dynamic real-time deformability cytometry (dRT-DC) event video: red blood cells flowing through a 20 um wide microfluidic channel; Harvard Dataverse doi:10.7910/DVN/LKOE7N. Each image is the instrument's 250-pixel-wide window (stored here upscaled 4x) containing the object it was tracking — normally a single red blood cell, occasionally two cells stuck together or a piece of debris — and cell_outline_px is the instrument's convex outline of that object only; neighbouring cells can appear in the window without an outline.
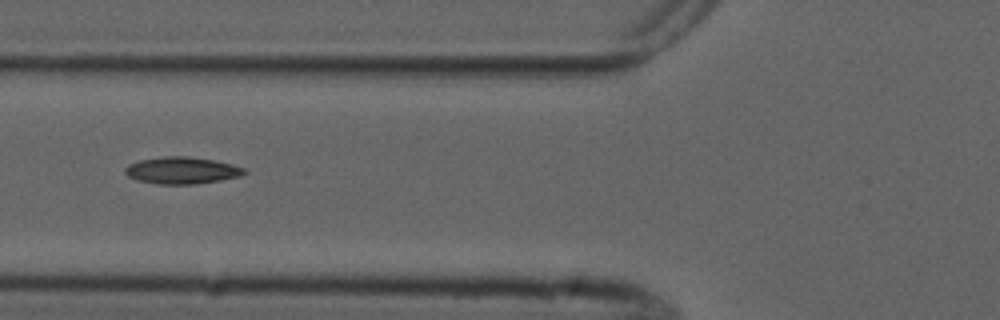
{"species": "common noctule bat (a hibernating species)", "species_latin": "Nyctalus noctula", "temperature_condition": "cold", "stored_images_in_passage": 8, "camera_frame_rate_fps": 3000, "um_per_image_px": 0.085, "animal": {"sex": "male", "forearm_length_mm": 52.5}, "frame": {"image": 1, "passage_image": 6, "time_ms": 6.667, "image_size_px": [1000, 320], "cell_outline_px": [[248, 172], [240, 176], [220, 180], [196, 184], [160, 184], [140, 180], [128, 176], [124, 172], [124, 168], [128, 164], [140, 160], [164, 156], [188, 156], [216, 160], [232, 164], [244, 168]], "centroid_in_image_um": [15.48, 14.47], "position_along_channel_um": 110.3, "area_um2": 18.67}}
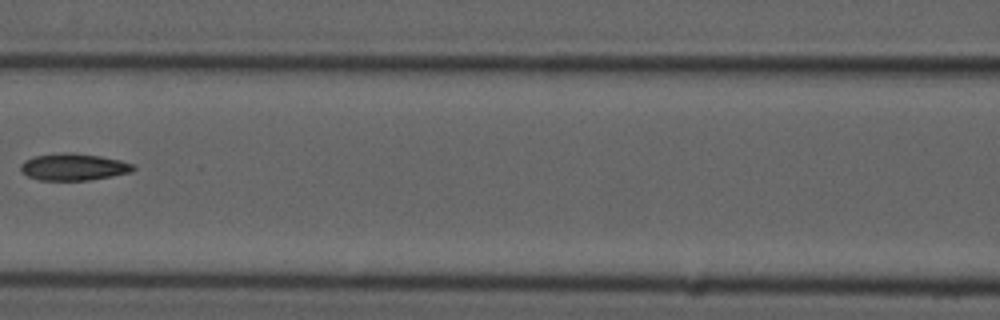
{"frame": {"image": 2, "passage_image": 7, "time_ms": 8.0, "image_size_px": [1000, 320], "cell_outline_px": [[136, 168], [132, 172], [112, 176], [88, 180], [40, 180], [28, 176], [20, 168], [20, 164], [24, 160], [36, 156], [64, 152], [72, 152], [100, 156], [120, 160], [136, 164]], "centroid_in_image_um": [6.3, 14.18], "position_along_channel_um": 160.3, "area_um2": 17.69}}
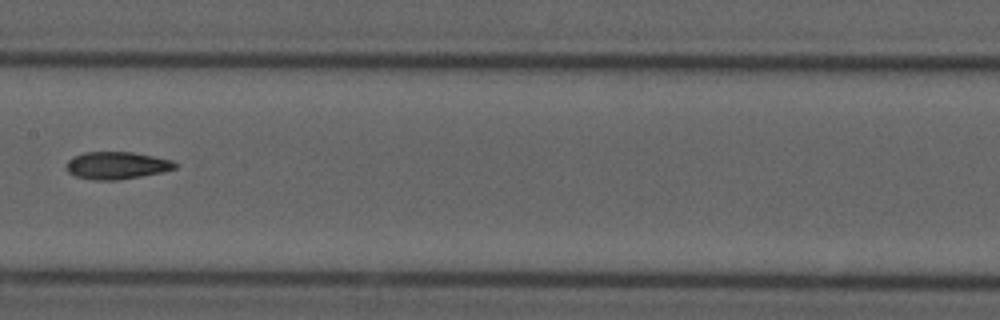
{"frame": {"image": 3, "passage_image": 8, "time_ms": 9.0, "image_size_px": [1000, 320], "cell_outline_px": [[180, 164], [176, 168], [164, 172], [120, 180], [92, 180], [76, 176], [68, 172], [64, 164], [72, 156], [84, 152], [132, 152], [172, 160]], "centroid_in_image_um": [9.92, 14.06], "position_along_channel_um": 197.5, "area_um2": 17.63}}